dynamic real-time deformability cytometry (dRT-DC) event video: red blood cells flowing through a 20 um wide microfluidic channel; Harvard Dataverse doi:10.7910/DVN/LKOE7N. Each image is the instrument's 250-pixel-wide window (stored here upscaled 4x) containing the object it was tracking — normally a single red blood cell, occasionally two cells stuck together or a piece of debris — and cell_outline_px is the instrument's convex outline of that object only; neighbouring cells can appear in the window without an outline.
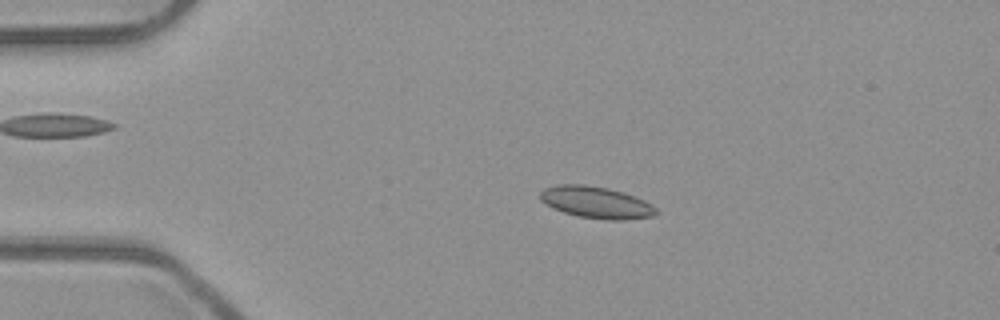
{"species": "common noctule bat (a hibernating species)", "species_latin": "Nyctalus noctula", "temperature_condition": "room temperature", "stored_images_in_passage": 52, "camera_frame_rate_fps": 3000, "um_per_image_px": 0.085, "animal": {"sex": "male", "body_mass_g": 23.1, "forearm_length_mm": 52.7}, "frame": {"image": 1, "passage_image": 11, "time_ms": 3.333, "image_size_px": [1000, 320], "cell_outline_px": [[656, 212], [652, 216], [624, 220], [608, 220], [576, 216], [552, 208], [540, 200], [540, 192], [544, 188], [556, 184], [584, 184], [608, 188], [624, 192], [644, 200], [652, 204], [656, 208]], "centroid_in_image_um": [50.64, 17.19], "position_along_channel_um": 34.4, "area_um2": 21.56}}
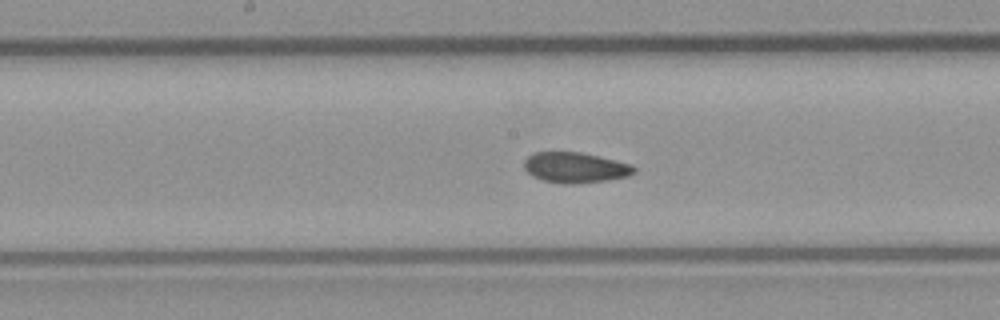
{"frame": {"image": 2, "passage_image": 27, "time_ms": 8.667, "image_size_px": [1000, 320], "cell_outline_px": [[636, 172], [628, 176], [608, 180], [572, 184], [564, 184], [544, 180], [532, 176], [524, 168], [524, 160], [532, 152], [580, 152], [632, 164], [636, 168]], "centroid_in_image_um": [48.89, 14.24], "position_along_channel_um": 199.3, "area_um2": 19.54}}
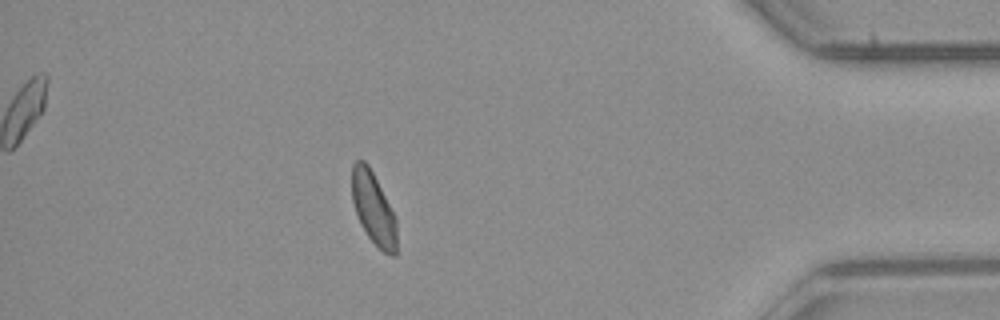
{"frame": {"image": 3, "passage_image": 46, "time_ms": 15.0, "image_size_px": [1000, 320], "cell_outline_px": [[396, 256], [392, 256], [384, 252], [368, 236], [356, 212], [352, 200], [352, 164], [356, 160], [364, 160], [368, 164], [396, 216]], "centroid_in_image_um": [31.75, 17.68], "position_along_channel_um": 403.5, "area_um2": 18.61}, "authors_computed_cell_mechanics": {"area_um2": 20.0855, "velocity_mm_per_s": 3.9352, "shape_relaxation_time_tau1_ms": 7.982, "shape_relaxation_time_tau2_ms": 2.1484, "deformation_change_tau1": 0.1152, "deformation_change_tau2": 0.0667}}